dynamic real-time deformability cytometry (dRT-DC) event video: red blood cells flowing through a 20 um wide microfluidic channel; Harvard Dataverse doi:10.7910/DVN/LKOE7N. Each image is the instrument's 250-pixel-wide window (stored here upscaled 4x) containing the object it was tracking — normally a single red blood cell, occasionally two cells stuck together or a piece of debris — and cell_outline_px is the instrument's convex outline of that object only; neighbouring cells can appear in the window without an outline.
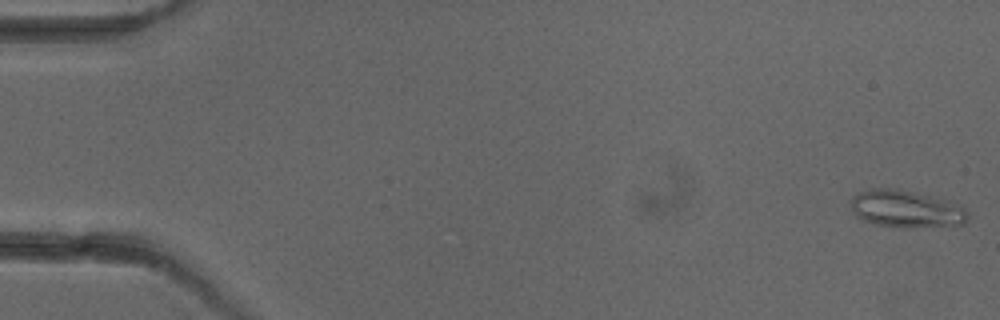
{"species": "common noctule bat (a hibernating species)", "species_latin": "Nyctalus noctula", "temperature_condition": "cold", "stored_images_in_passage": 6, "camera_frame_rate_fps": 3000, "um_per_image_px": 0.085, "animal": {"sex": "female"}, "frame": {"image": 1, "passage_image": 1, "time_ms": 0.0, "image_size_px": [1000, 320], "cell_outline_px": [[968, 220], [964, 224], [908, 228], [900, 228], [876, 224], [864, 220], [856, 216], [852, 212], [848, 200], [856, 192], [872, 188], [888, 188], [912, 192], [928, 196], [956, 204], [964, 208], [968, 212]], "centroid_in_image_um": [76.94, 17.77], "position_along_channel_um": 8.1, "area_um2": 25.37}}